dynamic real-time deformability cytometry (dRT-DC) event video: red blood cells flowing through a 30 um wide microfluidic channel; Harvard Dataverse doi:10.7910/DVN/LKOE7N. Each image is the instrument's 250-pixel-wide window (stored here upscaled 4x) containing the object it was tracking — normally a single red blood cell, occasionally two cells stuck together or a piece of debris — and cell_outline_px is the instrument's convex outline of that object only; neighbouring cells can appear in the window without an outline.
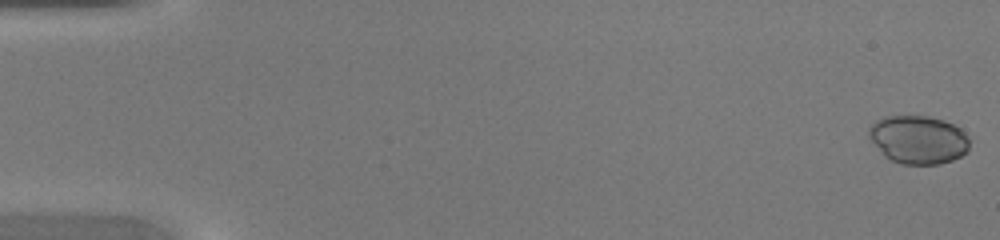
{"species": "common noctule bat (a hibernating species)", "species_latin": "Nyctalus noctula", "temperature_condition": "warm", "stored_images_in_passage": 46, "camera_frame_rate_fps": 3000, "um_per_image_px": 0.085, "animal": {"sex": "female", "body_mass_g": 20.0, "forearm_length_mm": 54.0}, "frame": {"image": 1, "passage_image": 1, "time_ms": 0.0, "image_size_px": [1000, 240], "cell_outline_px": [[968, 152], [952, 160], [940, 164], [900, 164], [884, 156], [868, 136], [868, 128], [876, 120], [884, 116], [928, 116], [944, 120], [960, 128], [968, 136]], "centroid_in_image_um": [78.04, 11.87], "position_along_channel_um": 7.0, "area_um2": 28.38}}
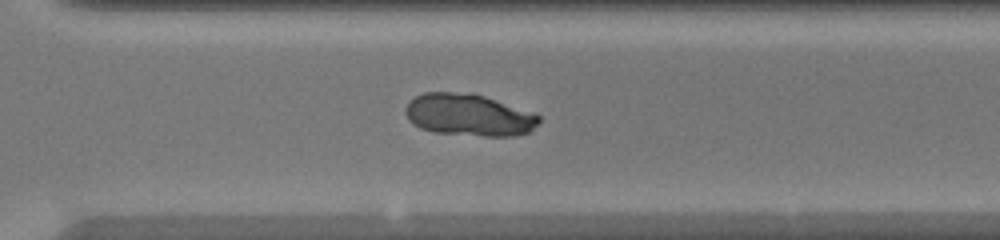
{"frame": {"image": 2, "passage_image": 33, "time_ms": 10.667, "image_size_px": [1000, 240], "cell_outline_px": [[540, 120], [528, 132], [516, 136], [484, 136], [436, 132], [420, 128], [412, 124], [408, 120], [404, 112], [404, 108], [408, 100], [424, 92], [472, 92], [532, 112], [540, 116]], "centroid_in_image_um": [39.79, 9.76], "position_along_channel_um": 330.8, "area_um2": 32.83}}
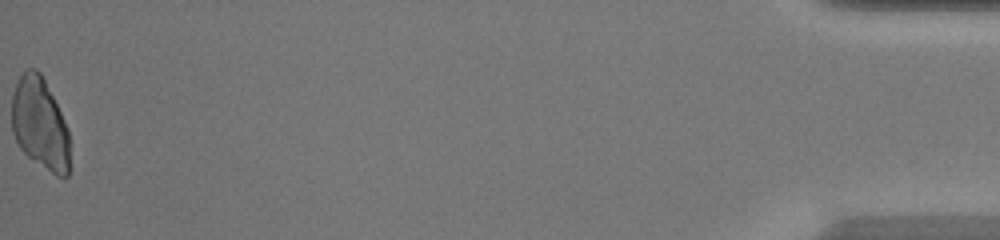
{"frame": {"image": 3, "passage_image": 46, "time_ms": 15.0, "image_size_px": [1000, 240], "cell_outline_px": [[68, 176], [64, 180], [56, 176], [28, 156], [20, 148], [12, 132], [12, 96], [16, 80], [28, 68], [36, 68], [40, 72], [68, 128]], "centroid_in_image_um": [3.38, 10.52], "position_along_channel_um": 431.8, "area_um2": 30.75}}